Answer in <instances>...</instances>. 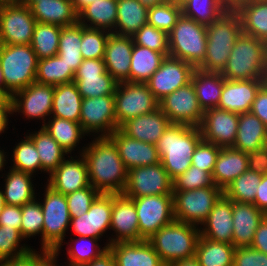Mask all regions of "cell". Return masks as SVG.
I'll list each match as a JSON object with an SVG mask.
<instances>
[{"label":"cell","instance_id":"cell-55","mask_svg":"<svg viewBox=\"0 0 267 266\" xmlns=\"http://www.w3.org/2000/svg\"><path fill=\"white\" fill-rule=\"evenodd\" d=\"M22 221L20 233L23 238H30L36 234H42L43 213L40 202L33 200L21 206Z\"/></svg>","mask_w":267,"mask_h":266},{"label":"cell","instance_id":"cell-65","mask_svg":"<svg viewBox=\"0 0 267 266\" xmlns=\"http://www.w3.org/2000/svg\"><path fill=\"white\" fill-rule=\"evenodd\" d=\"M0 266H34V250L32 249L29 253L18 258L3 262Z\"/></svg>","mask_w":267,"mask_h":266},{"label":"cell","instance_id":"cell-14","mask_svg":"<svg viewBox=\"0 0 267 266\" xmlns=\"http://www.w3.org/2000/svg\"><path fill=\"white\" fill-rule=\"evenodd\" d=\"M159 108L171 124L199 127L204 115L192 82L165 96L159 101Z\"/></svg>","mask_w":267,"mask_h":266},{"label":"cell","instance_id":"cell-61","mask_svg":"<svg viewBox=\"0 0 267 266\" xmlns=\"http://www.w3.org/2000/svg\"><path fill=\"white\" fill-rule=\"evenodd\" d=\"M250 113L257 116L267 127V83L265 82L257 91L252 103Z\"/></svg>","mask_w":267,"mask_h":266},{"label":"cell","instance_id":"cell-70","mask_svg":"<svg viewBox=\"0 0 267 266\" xmlns=\"http://www.w3.org/2000/svg\"><path fill=\"white\" fill-rule=\"evenodd\" d=\"M169 266H200L197 259L195 257L183 259L179 261H175Z\"/></svg>","mask_w":267,"mask_h":266},{"label":"cell","instance_id":"cell-40","mask_svg":"<svg viewBox=\"0 0 267 266\" xmlns=\"http://www.w3.org/2000/svg\"><path fill=\"white\" fill-rule=\"evenodd\" d=\"M9 170L5 177V191L3 190L6 205L23 206L36 200L34 185L31 182L32 174L13 168Z\"/></svg>","mask_w":267,"mask_h":266},{"label":"cell","instance_id":"cell-39","mask_svg":"<svg viewBox=\"0 0 267 266\" xmlns=\"http://www.w3.org/2000/svg\"><path fill=\"white\" fill-rule=\"evenodd\" d=\"M235 246L200 236L195 258L200 266H233Z\"/></svg>","mask_w":267,"mask_h":266},{"label":"cell","instance_id":"cell-38","mask_svg":"<svg viewBox=\"0 0 267 266\" xmlns=\"http://www.w3.org/2000/svg\"><path fill=\"white\" fill-rule=\"evenodd\" d=\"M165 57V54L133 44L129 82L145 83L161 66Z\"/></svg>","mask_w":267,"mask_h":266},{"label":"cell","instance_id":"cell-21","mask_svg":"<svg viewBox=\"0 0 267 266\" xmlns=\"http://www.w3.org/2000/svg\"><path fill=\"white\" fill-rule=\"evenodd\" d=\"M110 229L116 238H111L106 246L117 242L144 240L139 233L138 216L133 199L124 194H113V208Z\"/></svg>","mask_w":267,"mask_h":266},{"label":"cell","instance_id":"cell-48","mask_svg":"<svg viewBox=\"0 0 267 266\" xmlns=\"http://www.w3.org/2000/svg\"><path fill=\"white\" fill-rule=\"evenodd\" d=\"M181 14V4L174 0H167L162 4L148 8L147 23L169 33Z\"/></svg>","mask_w":267,"mask_h":266},{"label":"cell","instance_id":"cell-29","mask_svg":"<svg viewBox=\"0 0 267 266\" xmlns=\"http://www.w3.org/2000/svg\"><path fill=\"white\" fill-rule=\"evenodd\" d=\"M201 225L205 227L199 228L202 237L232 244V200L223 195Z\"/></svg>","mask_w":267,"mask_h":266},{"label":"cell","instance_id":"cell-47","mask_svg":"<svg viewBox=\"0 0 267 266\" xmlns=\"http://www.w3.org/2000/svg\"><path fill=\"white\" fill-rule=\"evenodd\" d=\"M262 175L257 172L247 170L240 174L224 190V195L235 202L252 203L257 194V186L261 182Z\"/></svg>","mask_w":267,"mask_h":266},{"label":"cell","instance_id":"cell-67","mask_svg":"<svg viewBox=\"0 0 267 266\" xmlns=\"http://www.w3.org/2000/svg\"><path fill=\"white\" fill-rule=\"evenodd\" d=\"M82 266H115V259L113 254L109 249H107L102 255L98 258L92 260L89 263H86Z\"/></svg>","mask_w":267,"mask_h":266},{"label":"cell","instance_id":"cell-25","mask_svg":"<svg viewBox=\"0 0 267 266\" xmlns=\"http://www.w3.org/2000/svg\"><path fill=\"white\" fill-rule=\"evenodd\" d=\"M132 37L110 33L105 47L104 63L107 72L119 83L129 82Z\"/></svg>","mask_w":267,"mask_h":266},{"label":"cell","instance_id":"cell-42","mask_svg":"<svg viewBox=\"0 0 267 266\" xmlns=\"http://www.w3.org/2000/svg\"><path fill=\"white\" fill-rule=\"evenodd\" d=\"M82 24L61 27L58 56L74 72L83 61L81 53Z\"/></svg>","mask_w":267,"mask_h":266},{"label":"cell","instance_id":"cell-9","mask_svg":"<svg viewBox=\"0 0 267 266\" xmlns=\"http://www.w3.org/2000/svg\"><path fill=\"white\" fill-rule=\"evenodd\" d=\"M223 195L224 191L219 187L173 191L174 218L179 222L199 226Z\"/></svg>","mask_w":267,"mask_h":266},{"label":"cell","instance_id":"cell-23","mask_svg":"<svg viewBox=\"0 0 267 266\" xmlns=\"http://www.w3.org/2000/svg\"><path fill=\"white\" fill-rule=\"evenodd\" d=\"M265 79L224 80L218 109L238 114L250 112L253 101Z\"/></svg>","mask_w":267,"mask_h":266},{"label":"cell","instance_id":"cell-68","mask_svg":"<svg viewBox=\"0 0 267 266\" xmlns=\"http://www.w3.org/2000/svg\"><path fill=\"white\" fill-rule=\"evenodd\" d=\"M11 96L12 95L5 88V82L3 79L2 68H1V63H0V99L11 100Z\"/></svg>","mask_w":267,"mask_h":266},{"label":"cell","instance_id":"cell-66","mask_svg":"<svg viewBox=\"0 0 267 266\" xmlns=\"http://www.w3.org/2000/svg\"><path fill=\"white\" fill-rule=\"evenodd\" d=\"M11 112V100L0 99V133L4 132L8 125V116Z\"/></svg>","mask_w":267,"mask_h":266},{"label":"cell","instance_id":"cell-18","mask_svg":"<svg viewBox=\"0 0 267 266\" xmlns=\"http://www.w3.org/2000/svg\"><path fill=\"white\" fill-rule=\"evenodd\" d=\"M54 86L31 83L28 87L11 96V112L23 113L27 119H43L50 116L53 106Z\"/></svg>","mask_w":267,"mask_h":266},{"label":"cell","instance_id":"cell-49","mask_svg":"<svg viewBox=\"0 0 267 266\" xmlns=\"http://www.w3.org/2000/svg\"><path fill=\"white\" fill-rule=\"evenodd\" d=\"M18 143L13 150V166L18 171L33 173L41 171V161L33 141L28 137Z\"/></svg>","mask_w":267,"mask_h":266},{"label":"cell","instance_id":"cell-4","mask_svg":"<svg viewBox=\"0 0 267 266\" xmlns=\"http://www.w3.org/2000/svg\"><path fill=\"white\" fill-rule=\"evenodd\" d=\"M267 43L241 33L237 38L222 76L227 80L266 79Z\"/></svg>","mask_w":267,"mask_h":266},{"label":"cell","instance_id":"cell-53","mask_svg":"<svg viewBox=\"0 0 267 266\" xmlns=\"http://www.w3.org/2000/svg\"><path fill=\"white\" fill-rule=\"evenodd\" d=\"M173 191H188L205 187H218L214 184L212 174L190 165L182 174L172 180Z\"/></svg>","mask_w":267,"mask_h":266},{"label":"cell","instance_id":"cell-73","mask_svg":"<svg viewBox=\"0 0 267 266\" xmlns=\"http://www.w3.org/2000/svg\"><path fill=\"white\" fill-rule=\"evenodd\" d=\"M23 0H0V7L7 5L21 4Z\"/></svg>","mask_w":267,"mask_h":266},{"label":"cell","instance_id":"cell-3","mask_svg":"<svg viewBox=\"0 0 267 266\" xmlns=\"http://www.w3.org/2000/svg\"><path fill=\"white\" fill-rule=\"evenodd\" d=\"M206 29V55L198 69L222 72L237 38L242 33L240 16L235 10H227L215 22L206 26Z\"/></svg>","mask_w":267,"mask_h":266},{"label":"cell","instance_id":"cell-6","mask_svg":"<svg viewBox=\"0 0 267 266\" xmlns=\"http://www.w3.org/2000/svg\"><path fill=\"white\" fill-rule=\"evenodd\" d=\"M169 56L181 59L198 68L204 61L207 46L206 26L184 16L168 33Z\"/></svg>","mask_w":267,"mask_h":266},{"label":"cell","instance_id":"cell-64","mask_svg":"<svg viewBox=\"0 0 267 266\" xmlns=\"http://www.w3.org/2000/svg\"><path fill=\"white\" fill-rule=\"evenodd\" d=\"M57 250H42L41 254L34 251V266H60L56 265Z\"/></svg>","mask_w":267,"mask_h":266},{"label":"cell","instance_id":"cell-51","mask_svg":"<svg viewBox=\"0 0 267 266\" xmlns=\"http://www.w3.org/2000/svg\"><path fill=\"white\" fill-rule=\"evenodd\" d=\"M134 44L147 47L169 56V40L166 31L146 23L133 36Z\"/></svg>","mask_w":267,"mask_h":266},{"label":"cell","instance_id":"cell-44","mask_svg":"<svg viewBox=\"0 0 267 266\" xmlns=\"http://www.w3.org/2000/svg\"><path fill=\"white\" fill-rule=\"evenodd\" d=\"M74 72L58 55L39 59L37 63L36 82L46 85H59L74 82Z\"/></svg>","mask_w":267,"mask_h":266},{"label":"cell","instance_id":"cell-11","mask_svg":"<svg viewBox=\"0 0 267 266\" xmlns=\"http://www.w3.org/2000/svg\"><path fill=\"white\" fill-rule=\"evenodd\" d=\"M131 199L138 216L139 233L144 240L175 220L172 195H148Z\"/></svg>","mask_w":267,"mask_h":266},{"label":"cell","instance_id":"cell-2","mask_svg":"<svg viewBox=\"0 0 267 266\" xmlns=\"http://www.w3.org/2000/svg\"><path fill=\"white\" fill-rule=\"evenodd\" d=\"M202 140L199 127L170 124L157 141L160 163L173 180L191 165L195 148Z\"/></svg>","mask_w":267,"mask_h":266},{"label":"cell","instance_id":"cell-62","mask_svg":"<svg viewBox=\"0 0 267 266\" xmlns=\"http://www.w3.org/2000/svg\"><path fill=\"white\" fill-rule=\"evenodd\" d=\"M251 247L267 254V215L259 223Z\"/></svg>","mask_w":267,"mask_h":266},{"label":"cell","instance_id":"cell-74","mask_svg":"<svg viewBox=\"0 0 267 266\" xmlns=\"http://www.w3.org/2000/svg\"><path fill=\"white\" fill-rule=\"evenodd\" d=\"M6 206V202L4 200V194H3V190H0V214L3 211V208Z\"/></svg>","mask_w":267,"mask_h":266},{"label":"cell","instance_id":"cell-45","mask_svg":"<svg viewBox=\"0 0 267 266\" xmlns=\"http://www.w3.org/2000/svg\"><path fill=\"white\" fill-rule=\"evenodd\" d=\"M180 4L184 16L204 26L212 24L227 11L220 0H183Z\"/></svg>","mask_w":267,"mask_h":266},{"label":"cell","instance_id":"cell-8","mask_svg":"<svg viewBox=\"0 0 267 266\" xmlns=\"http://www.w3.org/2000/svg\"><path fill=\"white\" fill-rule=\"evenodd\" d=\"M44 201L40 203L43 213L42 250L60 251L71 217L66 196L47 184Z\"/></svg>","mask_w":267,"mask_h":266},{"label":"cell","instance_id":"cell-36","mask_svg":"<svg viewBox=\"0 0 267 266\" xmlns=\"http://www.w3.org/2000/svg\"><path fill=\"white\" fill-rule=\"evenodd\" d=\"M235 11L240 16L242 33L267 43V2L249 0Z\"/></svg>","mask_w":267,"mask_h":266},{"label":"cell","instance_id":"cell-15","mask_svg":"<svg viewBox=\"0 0 267 266\" xmlns=\"http://www.w3.org/2000/svg\"><path fill=\"white\" fill-rule=\"evenodd\" d=\"M194 69L186 61L166 56L161 66L145 83L155 98L160 101L190 83Z\"/></svg>","mask_w":267,"mask_h":266},{"label":"cell","instance_id":"cell-72","mask_svg":"<svg viewBox=\"0 0 267 266\" xmlns=\"http://www.w3.org/2000/svg\"><path fill=\"white\" fill-rule=\"evenodd\" d=\"M139 1L142 5L149 7L155 6L162 4L163 2H166L167 0H137Z\"/></svg>","mask_w":267,"mask_h":266},{"label":"cell","instance_id":"cell-16","mask_svg":"<svg viewBox=\"0 0 267 266\" xmlns=\"http://www.w3.org/2000/svg\"><path fill=\"white\" fill-rule=\"evenodd\" d=\"M82 98L114 95L118 82L107 72L103 59H83L74 75Z\"/></svg>","mask_w":267,"mask_h":266},{"label":"cell","instance_id":"cell-19","mask_svg":"<svg viewBox=\"0 0 267 266\" xmlns=\"http://www.w3.org/2000/svg\"><path fill=\"white\" fill-rule=\"evenodd\" d=\"M239 114L211 108L204 111L199 125L202 139L221 148L233 147L236 141Z\"/></svg>","mask_w":267,"mask_h":266},{"label":"cell","instance_id":"cell-10","mask_svg":"<svg viewBox=\"0 0 267 266\" xmlns=\"http://www.w3.org/2000/svg\"><path fill=\"white\" fill-rule=\"evenodd\" d=\"M117 129L127 120L154 112L159 101L146 83L119 82L114 94Z\"/></svg>","mask_w":267,"mask_h":266},{"label":"cell","instance_id":"cell-60","mask_svg":"<svg viewBox=\"0 0 267 266\" xmlns=\"http://www.w3.org/2000/svg\"><path fill=\"white\" fill-rule=\"evenodd\" d=\"M22 221L21 206L6 205L0 214V225L15 228L20 232Z\"/></svg>","mask_w":267,"mask_h":266},{"label":"cell","instance_id":"cell-58","mask_svg":"<svg viewBox=\"0 0 267 266\" xmlns=\"http://www.w3.org/2000/svg\"><path fill=\"white\" fill-rule=\"evenodd\" d=\"M233 266H267V254L251 246L235 248Z\"/></svg>","mask_w":267,"mask_h":266},{"label":"cell","instance_id":"cell-12","mask_svg":"<svg viewBox=\"0 0 267 266\" xmlns=\"http://www.w3.org/2000/svg\"><path fill=\"white\" fill-rule=\"evenodd\" d=\"M173 182L161 163L128 170L123 194L128 198L172 195Z\"/></svg>","mask_w":267,"mask_h":266},{"label":"cell","instance_id":"cell-50","mask_svg":"<svg viewBox=\"0 0 267 266\" xmlns=\"http://www.w3.org/2000/svg\"><path fill=\"white\" fill-rule=\"evenodd\" d=\"M109 31L82 25L81 53L83 59H104Z\"/></svg>","mask_w":267,"mask_h":266},{"label":"cell","instance_id":"cell-69","mask_svg":"<svg viewBox=\"0 0 267 266\" xmlns=\"http://www.w3.org/2000/svg\"><path fill=\"white\" fill-rule=\"evenodd\" d=\"M249 0H220L227 10H236L241 4Z\"/></svg>","mask_w":267,"mask_h":266},{"label":"cell","instance_id":"cell-27","mask_svg":"<svg viewBox=\"0 0 267 266\" xmlns=\"http://www.w3.org/2000/svg\"><path fill=\"white\" fill-rule=\"evenodd\" d=\"M170 124L168 117L158 108L125 121L119 129L131 138L156 144Z\"/></svg>","mask_w":267,"mask_h":266},{"label":"cell","instance_id":"cell-33","mask_svg":"<svg viewBox=\"0 0 267 266\" xmlns=\"http://www.w3.org/2000/svg\"><path fill=\"white\" fill-rule=\"evenodd\" d=\"M224 80L225 78L221 72H206L198 68L194 69L191 82L203 111L218 107Z\"/></svg>","mask_w":267,"mask_h":266},{"label":"cell","instance_id":"cell-31","mask_svg":"<svg viewBox=\"0 0 267 266\" xmlns=\"http://www.w3.org/2000/svg\"><path fill=\"white\" fill-rule=\"evenodd\" d=\"M36 22L71 26L78 23V13L71 0H38L30 6Z\"/></svg>","mask_w":267,"mask_h":266},{"label":"cell","instance_id":"cell-76","mask_svg":"<svg viewBox=\"0 0 267 266\" xmlns=\"http://www.w3.org/2000/svg\"><path fill=\"white\" fill-rule=\"evenodd\" d=\"M36 1H38V0H23L22 4H25V5L30 7Z\"/></svg>","mask_w":267,"mask_h":266},{"label":"cell","instance_id":"cell-56","mask_svg":"<svg viewBox=\"0 0 267 266\" xmlns=\"http://www.w3.org/2000/svg\"><path fill=\"white\" fill-rule=\"evenodd\" d=\"M100 193L91 185L66 195V201L71 218L80 217L88 212L92 202Z\"/></svg>","mask_w":267,"mask_h":266},{"label":"cell","instance_id":"cell-26","mask_svg":"<svg viewBox=\"0 0 267 266\" xmlns=\"http://www.w3.org/2000/svg\"><path fill=\"white\" fill-rule=\"evenodd\" d=\"M115 266H166L147 240L109 244Z\"/></svg>","mask_w":267,"mask_h":266},{"label":"cell","instance_id":"cell-63","mask_svg":"<svg viewBox=\"0 0 267 266\" xmlns=\"http://www.w3.org/2000/svg\"><path fill=\"white\" fill-rule=\"evenodd\" d=\"M254 205L267 215V175L262 176L261 182L257 186Z\"/></svg>","mask_w":267,"mask_h":266},{"label":"cell","instance_id":"cell-32","mask_svg":"<svg viewBox=\"0 0 267 266\" xmlns=\"http://www.w3.org/2000/svg\"><path fill=\"white\" fill-rule=\"evenodd\" d=\"M267 145V127L252 113L239 114L236 141L233 148L249 153Z\"/></svg>","mask_w":267,"mask_h":266},{"label":"cell","instance_id":"cell-13","mask_svg":"<svg viewBox=\"0 0 267 266\" xmlns=\"http://www.w3.org/2000/svg\"><path fill=\"white\" fill-rule=\"evenodd\" d=\"M36 19L25 4L0 7V44H31Z\"/></svg>","mask_w":267,"mask_h":266},{"label":"cell","instance_id":"cell-22","mask_svg":"<svg viewBox=\"0 0 267 266\" xmlns=\"http://www.w3.org/2000/svg\"><path fill=\"white\" fill-rule=\"evenodd\" d=\"M108 137L115 143L119 156L128 170L160 163L155 144L131 138L119 128Z\"/></svg>","mask_w":267,"mask_h":266},{"label":"cell","instance_id":"cell-1","mask_svg":"<svg viewBox=\"0 0 267 266\" xmlns=\"http://www.w3.org/2000/svg\"><path fill=\"white\" fill-rule=\"evenodd\" d=\"M81 152L86 159L90 185L99 193L123 194L128 169L115 143L108 136H98Z\"/></svg>","mask_w":267,"mask_h":266},{"label":"cell","instance_id":"cell-52","mask_svg":"<svg viewBox=\"0 0 267 266\" xmlns=\"http://www.w3.org/2000/svg\"><path fill=\"white\" fill-rule=\"evenodd\" d=\"M22 239L24 238L17 229L0 225V264L25 255L32 250L25 244L20 247Z\"/></svg>","mask_w":267,"mask_h":266},{"label":"cell","instance_id":"cell-7","mask_svg":"<svg viewBox=\"0 0 267 266\" xmlns=\"http://www.w3.org/2000/svg\"><path fill=\"white\" fill-rule=\"evenodd\" d=\"M0 63L5 88L11 95L36 82L38 59L30 44H0Z\"/></svg>","mask_w":267,"mask_h":266},{"label":"cell","instance_id":"cell-30","mask_svg":"<svg viewBox=\"0 0 267 266\" xmlns=\"http://www.w3.org/2000/svg\"><path fill=\"white\" fill-rule=\"evenodd\" d=\"M248 170L247 153L233 147L221 148L212 172L213 182L223 191Z\"/></svg>","mask_w":267,"mask_h":266},{"label":"cell","instance_id":"cell-28","mask_svg":"<svg viewBox=\"0 0 267 266\" xmlns=\"http://www.w3.org/2000/svg\"><path fill=\"white\" fill-rule=\"evenodd\" d=\"M266 215L252 203L232 201L233 237L235 248L251 246L255 231Z\"/></svg>","mask_w":267,"mask_h":266},{"label":"cell","instance_id":"cell-54","mask_svg":"<svg viewBox=\"0 0 267 266\" xmlns=\"http://www.w3.org/2000/svg\"><path fill=\"white\" fill-rule=\"evenodd\" d=\"M76 242H78L80 240L84 242H86L87 245L84 244H75V247H69L68 248V256H69V263L68 265H72V266H82L86 263L91 262L92 260L98 258L100 255H102L107 249L108 246H105L101 249L100 246H98L97 241L99 239H95L92 237H83L80 236L79 238L75 239ZM78 240V241H77ZM96 247V248H95ZM95 248V250L93 249Z\"/></svg>","mask_w":267,"mask_h":266},{"label":"cell","instance_id":"cell-59","mask_svg":"<svg viewBox=\"0 0 267 266\" xmlns=\"http://www.w3.org/2000/svg\"><path fill=\"white\" fill-rule=\"evenodd\" d=\"M248 170L259 175H267V145L258 150L247 153Z\"/></svg>","mask_w":267,"mask_h":266},{"label":"cell","instance_id":"cell-17","mask_svg":"<svg viewBox=\"0 0 267 266\" xmlns=\"http://www.w3.org/2000/svg\"><path fill=\"white\" fill-rule=\"evenodd\" d=\"M79 123L87 134L109 136L117 129L114 95L83 98Z\"/></svg>","mask_w":267,"mask_h":266},{"label":"cell","instance_id":"cell-35","mask_svg":"<svg viewBox=\"0 0 267 266\" xmlns=\"http://www.w3.org/2000/svg\"><path fill=\"white\" fill-rule=\"evenodd\" d=\"M116 19L117 0H95L78 13V23L87 28L108 30L110 33L114 31Z\"/></svg>","mask_w":267,"mask_h":266},{"label":"cell","instance_id":"cell-5","mask_svg":"<svg viewBox=\"0 0 267 266\" xmlns=\"http://www.w3.org/2000/svg\"><path fill=\"white\" fill-rule=\"evenodd\" d=\"M200 236L198 226L174 220L159 229L147 241L161 261L169 266L175 261L194 257Z\"/></svg>","mask_w":267,"mask_h":266},{"label":"cell","instance_id":"cell-34","mask_svg":"<svg viewBox=\"0 0 267 266\" xmlns=\"http://www.w3.org/2000/svg\"><path fill=\"white\" fill-rule=\"evenodd\" d=\"M82 96L75 82L54 86L51 117L78 122L80 120Z\"/></svg>","mask_w":267,"mask_h":266},{"label":"cell","instance_id":"cell-57","mask_svg":"<svg viewBox=\"0 0 267 266\" xmlns=\"http://www.w3.org/2000/svg\"><path fill=\"white\" fill-rule=\"evenodd\" d=\"M220 149L221 147L202 139L192 155L191 165L212 174Z\"/></svg>","mask_w":267,"mask_h":266},{"label":"cell","instance_id":"cell-37","mask_svg":"<svg viewBox=\"0 0 267 266\" xmlns=\"http://www.w3.org/2000/svg\"><path fill=\"white\" fill-rule=\"evenodd\" d=\"M147 16L148 7L139 1L117 0V19L112 33L132 37L147 23Z\"/></svg>","mask_w":267,"mask_h":266},{"label":"cell","instance_id":"cell-71","mask_svg":"<svg viewBox=\"0 0 267 266\" xmlns=\"http://www.w3.org/2000/svg\"><path fill=\"white\" fill-rule=\"evenodd\" d=\"M95 0H71L75 10L79 13L84 7L88 6Z\"/></svg>","mask_w":267,"mask_h":266},{"label":"cell","instance_id":"cell-41","mask_svg":"<svg viewBox=\"0 0 267 266\" xmlns=\"http://www.w3.org/2000/svg\"><path fill=\"white\" fill-rule=\"evenodd\" d=\"M34 143L41 161V171L49 175L63 162L68 154L43 128L28 136Z\"/></svg>","mask_w":267,"mask_h":266},{"label":"cell","instance_id":"cell-20","mask_svg":"<svg viewBox=\"0 0 267 266\" xmlns=\"http://www.w3.org/2000/svg\"><path fill=\"white\" fill-rule=\"evenodd\" d=\"M113 208V194L100 193L92 202L88 212L80 217L71 218L72 230L78 237L100 239L110 229Z\"/></svg>","mask_w":267,"mask_h":266},{"label":"cell","instance_id":"cell-77","mask_svg":"<svg viewBox=\"0 0 267 266\" xmlns=\"http://www.w3.org/2000/svg\"><path fill=\"white\" fill-rule=\"evenodd\" d=\"M177 3H181L183 0H174Z\"/></svg>","mask_w":267,"mask_h":266},{"label":"cell","instance_id":"cell-75","mask_svg":"<svg viewBox=\"0 0 267 266\" xmlns=\"http://www.w3.org/2000/svg\"><path fill=\"white\" fill-rule=\"evenodd\" d=\"M5 153L3 150H0V171H2V168L4 167V164H5Z\"/></svg>","mask_w":267,"mask_h":266},{"label":"cell","instance_id":"cell-43","mask_svg":"<svg viewBox=\"0 0 267 266\" xmlns=\"http://www.w3.org/2000/svg\"><path fill=\"white\" fill-rule=\"evenodd\" d=\"M47 123L42 127L51 135V137L67 152L70 153L76 148L77 144L87 134L80 123L50 117Z\"/></svg>","mask_w":267,"mask_h":266},{"label":"cell","instance_id":"cell-46","mask_svg":"<svg viewBox=\"0 0 267 266\" xmlns=\"http://www.w3.org/2000/svg\"><path fill=\"white\" fill-rule=\"evenodd\" d=\"M61 27L36 22L31 47L37 59L49 58L58 54Z\"/></svg>","mask_w":267,"mask_h":266},{"label":"cell","instance_id":"cell-24","mask_svg":"<svg viewBox=\"0 0 267 266\" xmlns=\"http://www.w3.org/2000/svg\"><path fill=\"white\" fill-rule=\"evenodd\" d=\"M64 159L63 162L49 175L48 185L65 196L74 191L89 187L88 167L86 159Z\"/></svg>","mask_w":267,"mask_h":266}]
</instances>
